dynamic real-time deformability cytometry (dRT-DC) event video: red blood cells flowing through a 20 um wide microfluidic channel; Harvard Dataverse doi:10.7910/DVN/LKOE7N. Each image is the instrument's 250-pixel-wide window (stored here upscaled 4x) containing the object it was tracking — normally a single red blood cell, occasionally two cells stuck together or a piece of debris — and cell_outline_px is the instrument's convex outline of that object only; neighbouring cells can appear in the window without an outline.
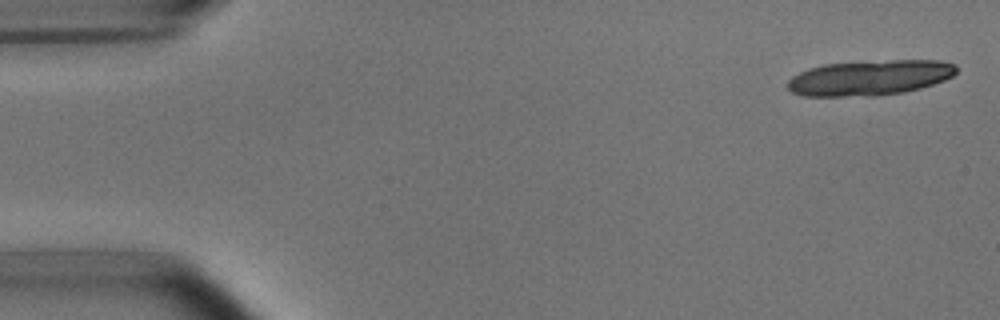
{"species": "common noctule bat (a hibernating species)", "species_latin": "Nyctalus noctula", "temperature_condition": "room temperature", "stored_images_in_passage": 6, "camera_frame_rate_fps": 3000, "um_per_image_px": 0.085, "animal": {"sex": "male", "body_mass_g": 15.6}, "frame": {"image": 1, "passage_image": 1, "time_ms": 0.0, "image_size_px": [1000, 320], "cell_outline_px": [[956, 72], [952, 76], [944, 80], [920, 88], [904, 92], [872, 96], [804, 96], [792, 92], [788, 88], [788, 80], [792, 76], [808, 68], [824, 64], [892, 60], [940, 60], [956, 64]], "centroid_in_image_um": [73.92, 6.6], "position_along_channel_um": 11.1, "area_um2": 34.62}}